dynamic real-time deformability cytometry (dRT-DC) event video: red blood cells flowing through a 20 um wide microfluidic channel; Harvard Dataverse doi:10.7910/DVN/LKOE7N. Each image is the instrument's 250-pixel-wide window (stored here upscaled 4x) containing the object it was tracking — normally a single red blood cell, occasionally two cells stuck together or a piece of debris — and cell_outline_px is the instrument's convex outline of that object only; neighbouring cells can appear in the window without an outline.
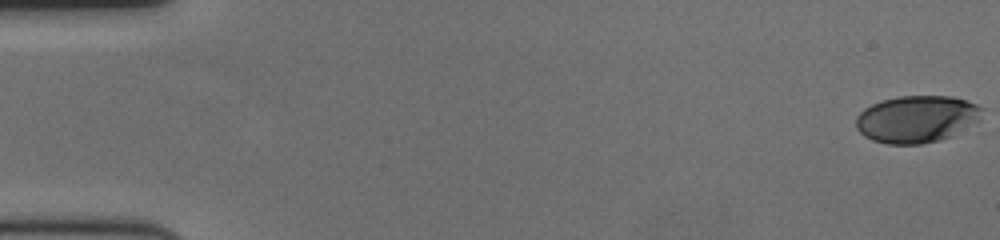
{"species": "human", "species_latin": "Homo sapiens", "temperature_condition": "cold", "stored_images_in_passage": 61, "camera_frame_rate_fps": 3000, "um_per_image_px": 0.085, "donor": {"sex": "female"}, "frame": {"image": 1, "passage_image": 1, "time_ms": 0.0, "image_size_px": [1000, 240], "cell_outline_px": [[984, 108], [980, 120], [952, 136], [940, 140], [920, 144], [888, 144], [872, 140], [864, 136], [856, 128], [856, 116], [864, 108], [880, 100], [900, 96], [952, 96], [976, 104]], "centroid_in_image_um": [77.92, 10.12], "position_along_channel_um": 7.1, "area_um2": 34.8}}
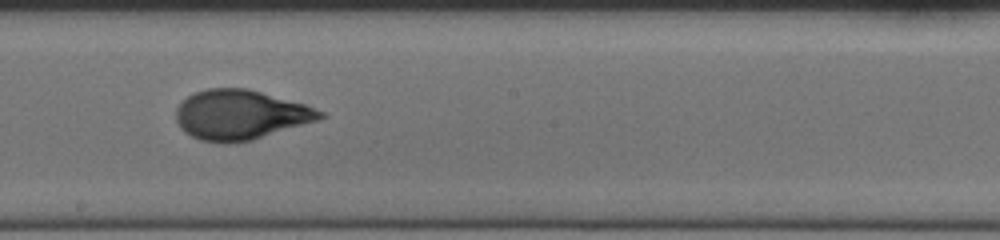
{"frame": {"image": 2, "passage_image": 35, "time_ms": 11.333, "image_size_px": [1000, 240], "cell_outline_px": [[328, 116], [320, 120], [252, 140], [224, 144], [220, 144], [200, 140], [184, 132], [180, 128], [176, 120], [176, 108], [188, 96], [196, 92], [208, 88], [248, 88], [304, 104], [324, 112]], "centroid_in_image_um": [20.44, 9.77], "position_along_channel_um": 227.8, "area_um2": 41.91}}
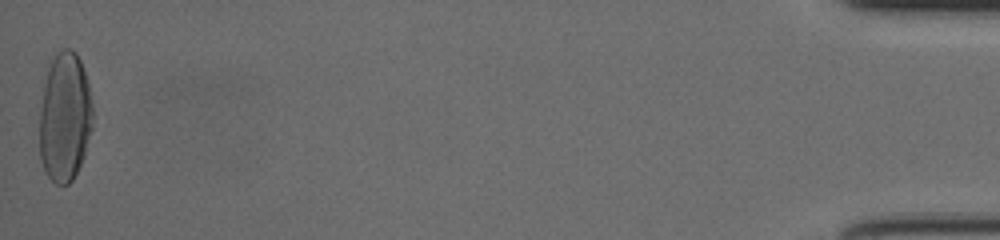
{"frame": {"image": 3, "passage_image": 61, "time_ms": 20.0, "image_size_px": [1000, 240], "cell_outline_px": [[92, 128], [84, 156], [72, 180], [68, 184], [56, 184], [44, 172], [40, 160], [40, 112], [44, 84], [48, 68], [56, 52], [64, 48], [72, 48], [76, 52], [80, 60], [88, 84], [92, 104]], "centroid_in_image_um": [5.5, 9.96], "position_along_channel_um": 429.7, "area_um2": 40.11}, "authors_computed_cell_mechanics": {"area_um2": 39.6508, "velocity_mm_per_s": 3.4583, "shape_relaxation_time_tau1_ms": 4.8844, "shape_relaxation_time_tau2_ms": null, "deformation_change_tau1": 0.2097, "deformation_change_tau2": null}}